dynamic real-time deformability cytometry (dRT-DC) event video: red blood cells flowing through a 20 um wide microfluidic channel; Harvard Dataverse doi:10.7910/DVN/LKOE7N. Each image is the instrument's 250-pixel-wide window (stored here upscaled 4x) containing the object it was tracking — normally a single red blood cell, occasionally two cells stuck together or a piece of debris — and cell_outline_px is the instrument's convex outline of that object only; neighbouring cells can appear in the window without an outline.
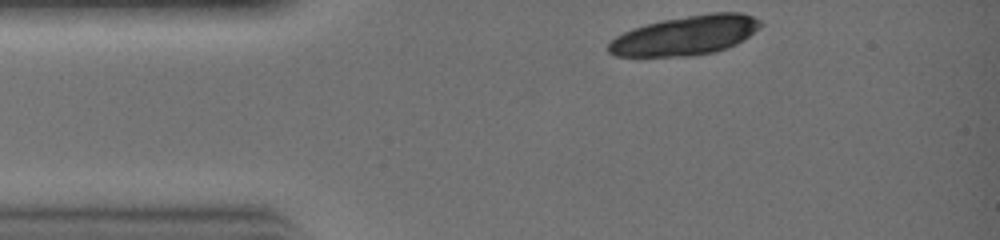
{"species": "common noctule bat (a hibernating species)", "species_latin": "Nyctalus noctula", "temperature_condition": "warm", "stored_images_in_passage": 16, "camera_frame_rate_fps": 3000, "um_per_image_px": 0.085, "animal": {"sex": "female", "body_mass_g": 19.0, "forearm_length_mm": 51.5}, "frame": {"image": 1, "passage_image": 1, "time_ms": 0.0, "image_size_px": [1000, 240], "cell_outline_px": [[764, 24], [760, 28], [736, 44], [712, 52], [688, 56], [616, 56], [608, 52], [608, 44], [616, 36], [632, 28], [664, 20], [712, 12], [744, 12], [760, 20]], "centroid_in_image_um": [58.29, 3.0], "position_along_channel_um": 26.7, "area_um2": 34.56}}